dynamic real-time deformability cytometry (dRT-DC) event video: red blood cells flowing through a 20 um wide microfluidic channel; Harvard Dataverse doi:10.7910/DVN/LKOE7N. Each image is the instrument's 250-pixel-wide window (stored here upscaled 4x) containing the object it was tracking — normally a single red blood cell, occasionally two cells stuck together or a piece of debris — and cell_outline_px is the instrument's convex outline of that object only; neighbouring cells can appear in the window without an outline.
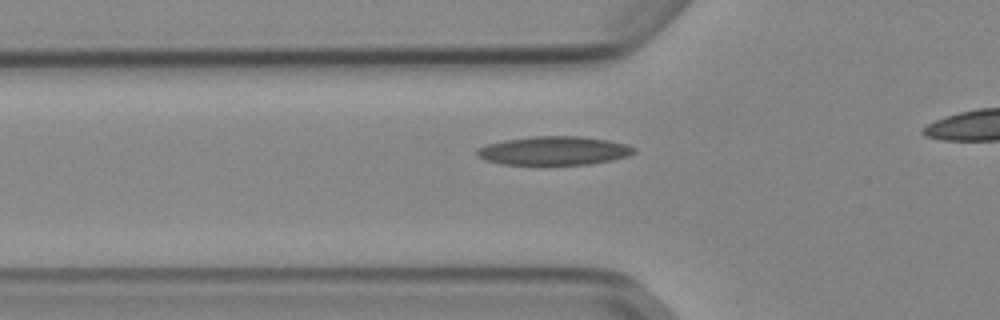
{"species": "Egyptian fruit bat (a non-hibernating species)", "species_latin": "Rousettus aegyptiacus", "temperature_condition": "cold", "stored_images_in_passage": 31, "camera_frame_rate_fps": 3000, "um_per_image_px": 0.085, "animal": {"sex": "female"}, "frame": {"image": 1, "passage_image": 6, "time_ms": 1.667, "image_size_px": [1000, 320], "cell_outline_px": [[636, 152], [628, 156], [612, 160], [592, 164], [500, 164], [484, 160], [476, 156], [476, 152], [480, 148], [488, 144], [504, 140], [532, 136], [580, 136], [608, 140], [628, 144], [636, 148]], "centroid_in_image_um": [47.12, 12.81], "position_along_channel_um": 78.7, "area_um2": 26.3}}
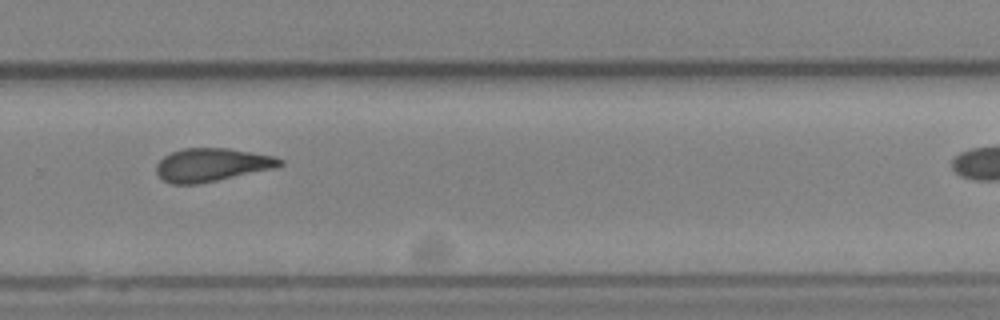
{"frame": {"image": 2, "passage_image": 24, "time_ms": 7.667, "image_size_px": [1000, 320], "cell_outline_px": [[284, 164], [276, 168], [196, 184], [172, 184], [164, 180], [156, 172], [156, 164], [164, 156], [172, 152], [184, 148], [228, 148], [276, 156], [284, 160]], "centroid_in_image_um": [18.04, 14.0], "position_along_channel_um": 311.8, "area_um2": 23.87}}
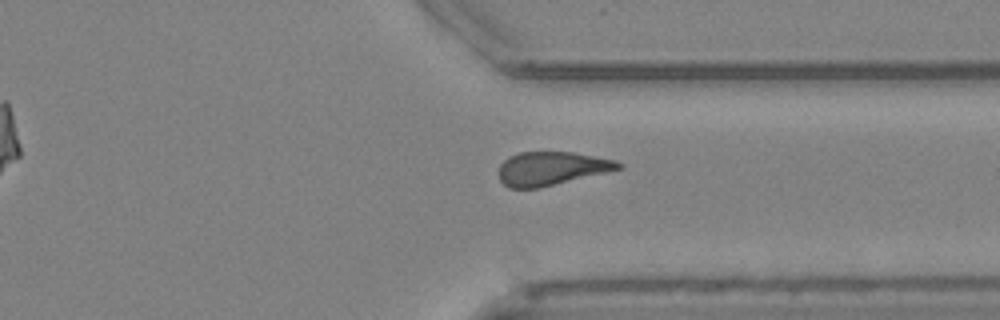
{"frame": {"image": 3, "passage_image": 28, "time_ms": 9.0, "image_size_px": [1000, 320], "cell_outline_px": [[624, 168], [540, 188], [508, 188], [500, 180], [500, 164], [508, 156], [520, 152], [572, 152], [616, 160], [624, 164]], "centroid_in_image_um": [46.9, 14.32], "position_along_channel_um": 364.5, "area_um2": 23.47}}